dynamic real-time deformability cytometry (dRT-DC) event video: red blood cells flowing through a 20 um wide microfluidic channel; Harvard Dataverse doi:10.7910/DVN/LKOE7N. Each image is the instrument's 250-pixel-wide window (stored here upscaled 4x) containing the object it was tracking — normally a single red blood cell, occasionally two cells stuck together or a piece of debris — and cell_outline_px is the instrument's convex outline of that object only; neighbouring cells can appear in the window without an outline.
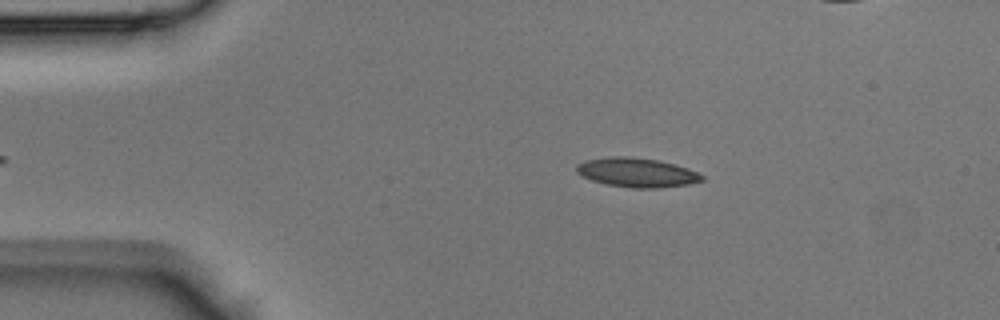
{"species": "Egyptian fruit bat (a non-hibernating species)", "species_latin": "Rousettus aegyptiacus", "temperature_condition": "room temperature", "stored_images_in_passage": 34, "camera_frame_rate_fps": 3000, "um_per_image_px": 0.085, "animal": {"sex": "male"}, "frame": {"image": 1, "passage_image": 4, "time_ms": 1.0, "image_size_px": [1000, 320], "cell_outline_px": [[704, 180], [688, 184], [656, 188], [632, 188], [608, 184], [592, 180], [576, 172], [576, 164], [584, 160], [612, 156], [632, 156], [660, 160], [676, 164], [688, 168], [704, 176]], "centroid_in_image_um": [54.13, 14.64], "position_along_channel_um": 30.9, "area_um2": 21.44}}
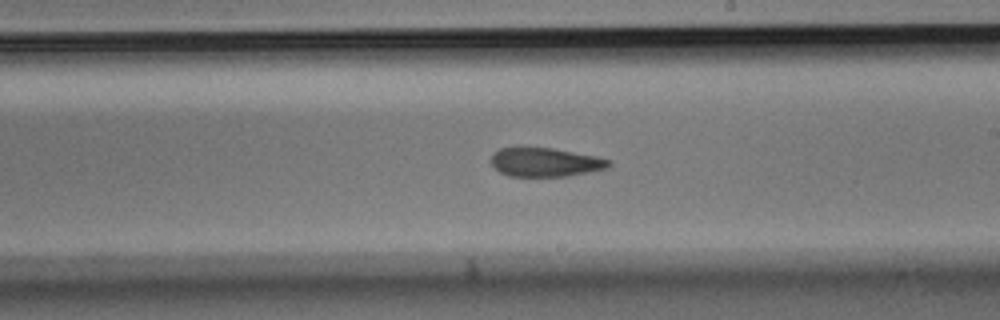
{"frame": {"image": 2, "passage_image": 21, "time_ms": 6.667, "image_size_px": [1000, 320], "cell_outline_px": [[612, 164], [608, 168], [568, 176], [508, 176], [500, 172], [492, 164], [492, 156], [500, 148], [552, 148], [596, 156], [612, 160]], "centroid_in_image_um": [46.4, 13.79], "position_along_channel_um": 242.6, "area_um2": 19.59}}
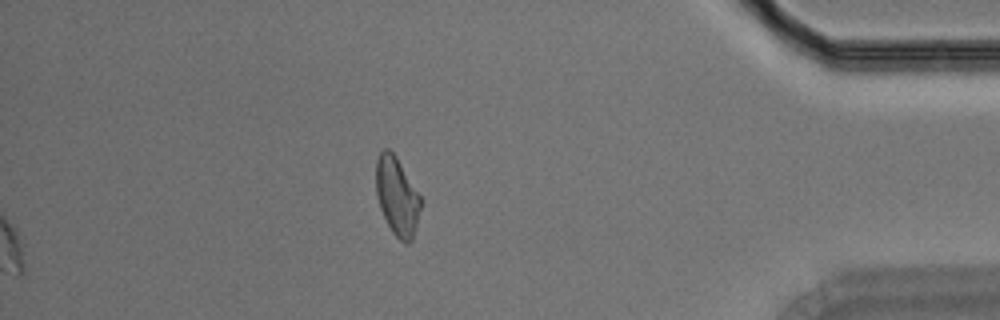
{"frame": {"image": 3, "passage_image": 34, "time_ms": 11.0, "image_size_px": [1000, 320], "cell_outline_px": [[420, 208], [412, 240], [408, 244], [404, 244], [392, 232], [380, 208], [376, 196], [376, 160], [380, 152], [384, 148], [388, 148], [396, 156], [420, 196]], "centroid_in_image_um": [33.72, 16.68], "position_along_channel_um": 401.5, "area_um2": 20.11}}